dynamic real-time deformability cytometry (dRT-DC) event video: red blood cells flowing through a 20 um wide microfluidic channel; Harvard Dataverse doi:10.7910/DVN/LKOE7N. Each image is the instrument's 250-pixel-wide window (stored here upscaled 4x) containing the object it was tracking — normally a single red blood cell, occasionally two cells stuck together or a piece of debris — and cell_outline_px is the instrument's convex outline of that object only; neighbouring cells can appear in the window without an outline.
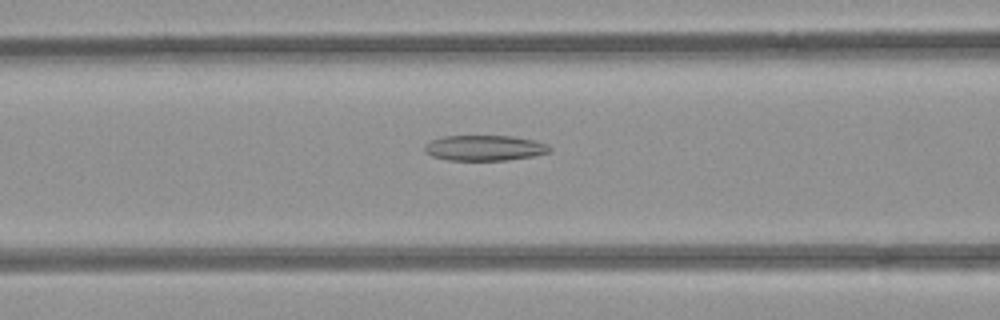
{"species": "common noctule bat (a hibernating species)", "species_latin": "Nyctalus noctula", "temperature_condition": "room temperature", "stored_images_in_passage": 49, "camera_frame_rate_fps": 3000, "um_per_image_px": 0.085, "animal": {"sex": "female", "body_mass_g": 21.9}, "frame": {"image": 1, "passage_image": 18, "time_ms": 5.667, "image_size_px": [1000, 320], "cell_outline_px": [[552, 148], [548, 152], [532, 156], [508, 160], [448, 160], [432, 156], [424, 152], [424, 144], [432, 140], [444, 136], [516, 136], [548, 144]], "centroid_in_image_um": [41.17, 12.57], "position_along_channel_um": 125.4, "area_um2": 18.55}}
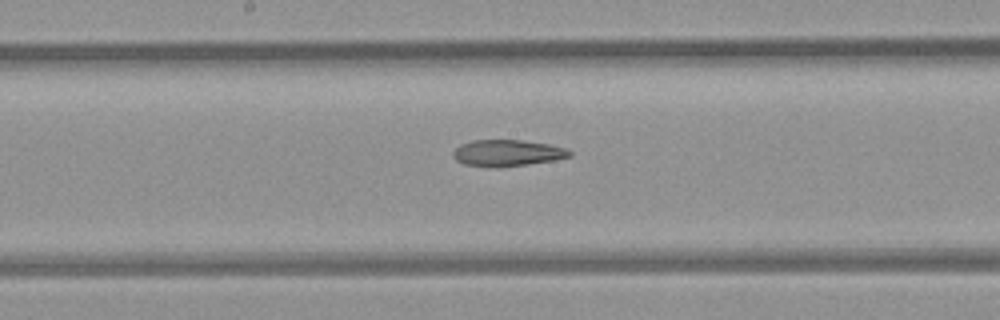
{"frame": {"image": 2, "passage_image": 24, "time_ms": 7.667, "image_size_px": [1000, 320], "cell_outline_px": [[572, 156], [556, 160], [528, 164], [464, 164], [456, 160], [452, 156], [452, 152], [460, 144], [472, 140], [520, 140], [548, 144], [564, 148], [572, 152]], "centroid_in_image_um": [43.15, 12.95], "position_along_channel_um": 205.0, "area_um2": 17.11}}
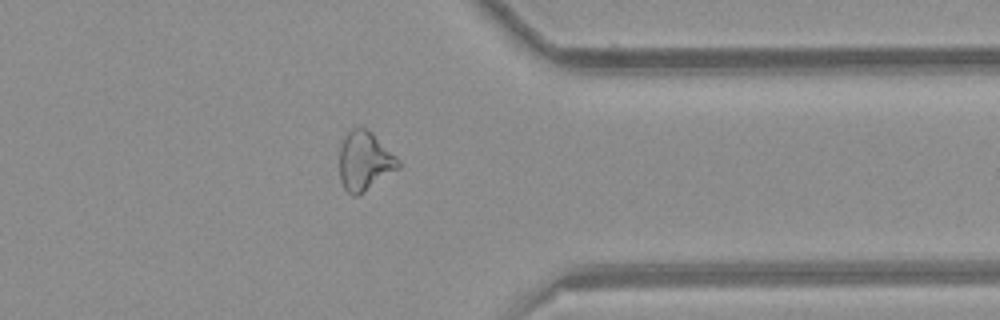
{"frame": {"image": 3, "passage_image": 38, "time_ms": 12.333, "image_size_px": [1000, 320], "cell_outline_px": [[400, 168], [356, 196], [352, 196], [344, 188], [340, 180], [340, 144], [344, 136], [352, 128], [364, 128], [372, 132], [400, 160]], "centroid_in_image_um": [30.99, 13.68], "position_along_channel_um": 380.4, "area_um2": 20.11}}